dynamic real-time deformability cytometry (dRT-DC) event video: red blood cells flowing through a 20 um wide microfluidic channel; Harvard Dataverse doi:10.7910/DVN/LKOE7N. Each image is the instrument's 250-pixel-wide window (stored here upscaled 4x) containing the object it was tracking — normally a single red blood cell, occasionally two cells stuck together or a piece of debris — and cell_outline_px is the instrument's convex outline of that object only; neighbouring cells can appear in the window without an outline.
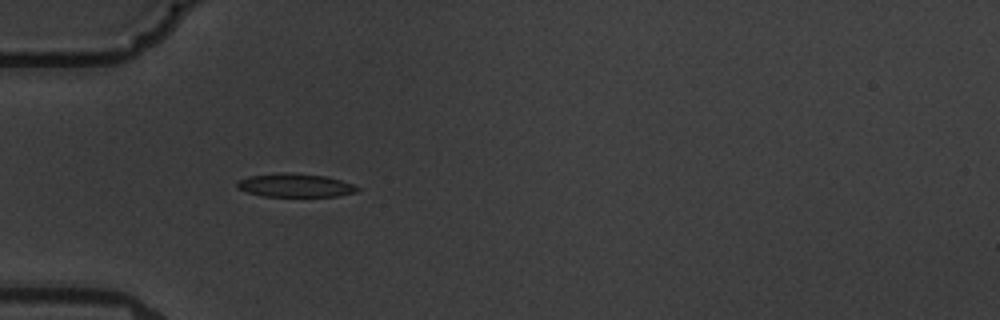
{"species": "common noctule bat (a hibernating species)", "species_latin": "Nyctalus noctula", "temperature_condition": "warm", "stored_images_in_passage": 4, "camera_frame_rate_fps": 3000, "um_per_image_px": 0.085, "animal": {"sex": "male", "body_mass_g": 19.5, "forearm_length_mm": 54.6}, "frame": {"image": 1, "passage_image": 3, "time_ms": 2.333, "image_size_px": [1000, 320], "cell_outline_px": [[360, 188], [356, 192], [336, 196], [264, 196], [248, 192], [236, 188], [236, 180], [248, 176], [276, 172], [284, 172], [328, 176], [352, 184]], "centroid_in_image_um": [25.03, 15.74], "position_along_channel_um": 60.0, "area_um2": 16.53}}
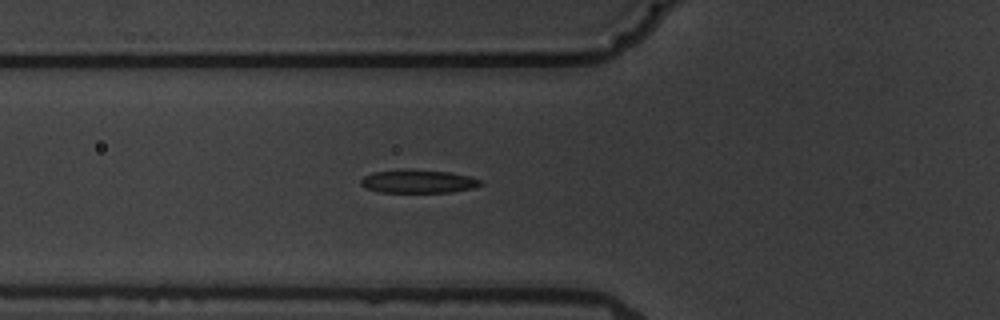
{"frame": {"image": 2, "passage_image": 4, "time_ms": 3.333, "image_size_px": [1000, 320], "cell_outline_px": [[484, 184], [472, 188], [452, 192], [380, 192], [368, 188], [360, 184], [360, 180], [364, 176], [372, 172], [400, 168], [412, 168], [452, 172], [472, 176], [484, 180]], "centroid_in_image_um": [35.59, 15.38], "position_along_channel_um": 90.2, "area_um2": 16.82}}